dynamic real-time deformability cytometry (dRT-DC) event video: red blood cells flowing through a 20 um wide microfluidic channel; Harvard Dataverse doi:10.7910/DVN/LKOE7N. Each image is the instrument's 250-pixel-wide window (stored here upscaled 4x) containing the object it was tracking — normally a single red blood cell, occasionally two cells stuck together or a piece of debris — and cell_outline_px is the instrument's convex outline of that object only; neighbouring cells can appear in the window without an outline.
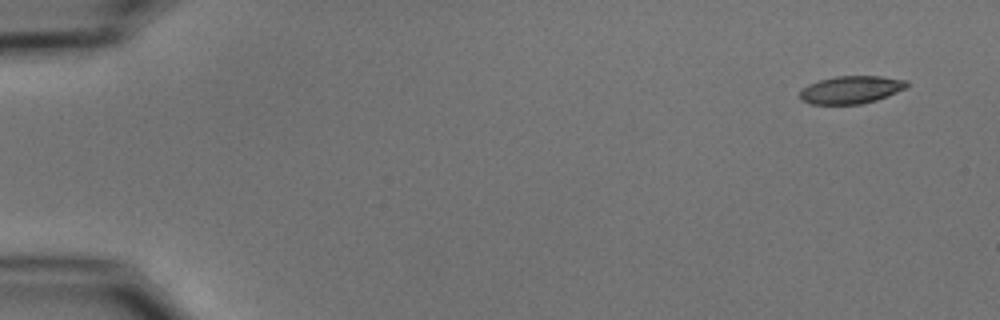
{"species": "common noctule bat (a hibernating species)", "species_latin": "Nyctalus noctula", "temperature_condition": "cold", "stored_images_in_passage": 52, "camera_frame_rate_fps": 3000, "um_per_image_px": 0.085, "animal": {"sex": "male", "body_mass_g": 15.6}, "frame": {"image": 1, "passage_image": 1, "time_ms": 0.0, "image_size_px": [1000, 320], "cell_outline_px": [[908, 84], [904, 88], [896, 92], [876, 100], [860, 104], [812, 104], [800, 100], [800, 88], [808, 84], [820, 80], [836, 76], [880, 76], [908, 80]], "centroid_in_image_um": [72.29, 7.62], "position_along_channel_um": 12.7, "area_um2": 17.22}}
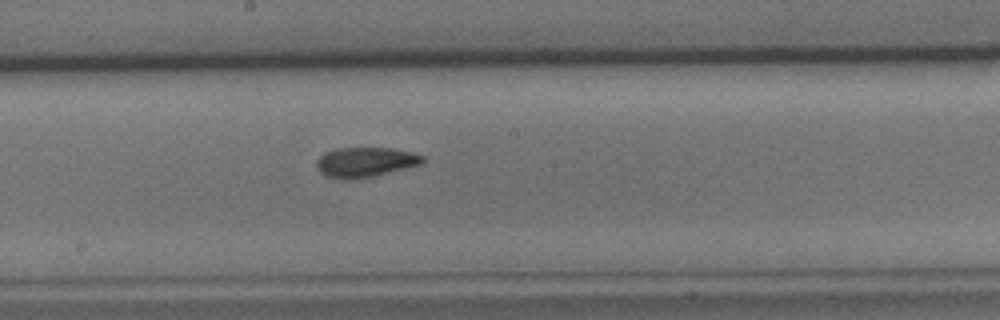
{"frame": {"image": 2, "passage_image": 28, "time_ms": 9.0, "image_size_px": [1000, 320], "cell_outline_px": [[424, 160], [420, 164], [372, 176], [352, 180], [328, 176], [320, 172], [316, 168], [316, 160], [324, 152], [340, 148], [392, 148], [424, 156]], "centroid_in_image_um": [31.0, 13.77], "position_along_channel_um": 217.2, "area_um2": 18.09}}
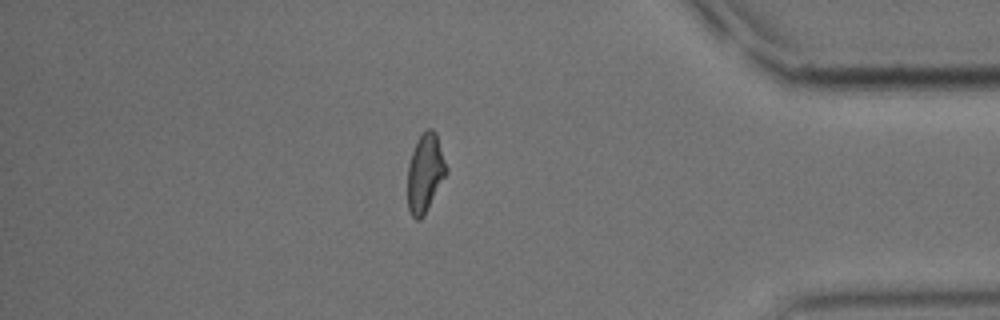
{"frame": {"image": 3, "passage_image": 45, "time_ms": 14.667, "image_size_px": [1000, 320], "cell_outline_px": [[448, 172], [424, 216], [420, 220], [416, 220], [412, 216], [408, 208], [408, 164], [416, 140], [424, 128], [432, 128], [436, 132], [448, 168]], "centroid_in_image_um": [36.15, 14.67], "position_along_channel_um": 399.1, "area_um2": 18.03}, "authors_computed_cell_mechanics": {"area_um2": 18.0336, "velocity_mm_per_s": 3.7177, "shape_relaxation_time_tau1_ms": 8.0224, "shape_relaxation_time_tau2_ms": 3.72, "deformation_change_tau1": 0.2163, "deformation_change_tau2": 0.096}}